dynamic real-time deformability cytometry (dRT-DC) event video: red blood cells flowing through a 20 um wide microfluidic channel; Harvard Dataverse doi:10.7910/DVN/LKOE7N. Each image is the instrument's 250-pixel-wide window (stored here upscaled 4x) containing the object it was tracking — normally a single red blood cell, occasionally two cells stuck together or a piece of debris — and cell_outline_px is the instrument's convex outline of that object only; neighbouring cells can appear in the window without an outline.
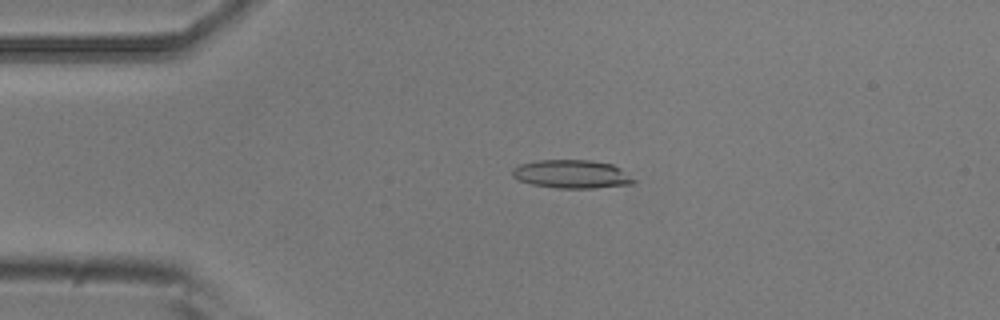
{"species": "common noctule bat (a hibernating species)", "species_latin": "Nyctalus noctula", "temperature_condition": "room temperature", "stored_images_in_passage": 3, "camera_frame_rate_fps": 3000, "um_per_image_px": 0.085, "animal": {"sex": "male", "body_mass_g": 20.5, "forearm_length_mm": 52.5}, "frame": {"image": 1, "passage_image": 2, "time_ms": 0.333, "image_size_px": [1000, 320], "cell_outline_px": [[636, 180], [632, 184], [596, 188], [556, 188], [532, 184], [520, 180], [512, 176], [512, 168], [520, 164], [536, 160], [588, 160], [612, 164], [620, 168]], "centroid_in_image_um": [48.59, 14.8], "position_along_channel_um": 36.4, "area_um2": 20.06}}